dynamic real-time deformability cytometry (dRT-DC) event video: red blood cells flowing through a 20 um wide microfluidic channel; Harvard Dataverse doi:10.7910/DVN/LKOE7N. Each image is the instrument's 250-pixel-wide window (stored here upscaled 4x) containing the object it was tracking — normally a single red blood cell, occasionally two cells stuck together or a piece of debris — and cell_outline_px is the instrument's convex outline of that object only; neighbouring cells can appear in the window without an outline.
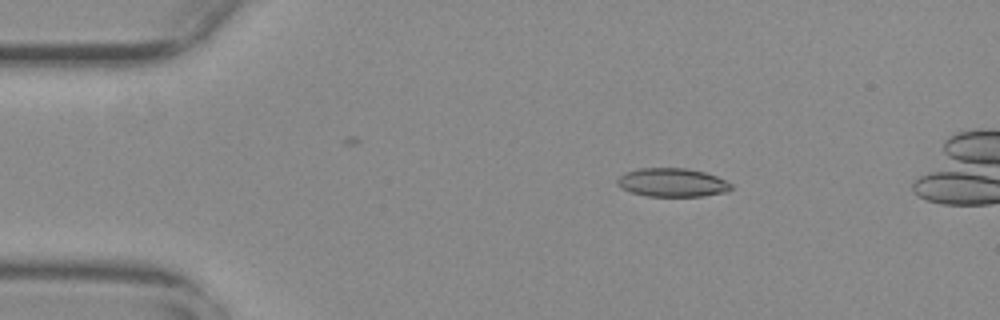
{"species": "common noctule bat (a hibernating species)", "species_latin": "Nyctalus noctula", "temperature_condition": "warm", "stored_images_in_passage": 12, "camera_frame_rate_fps": 3000, "um_per_image_px": 0.085, "animal": {"sex": "female", "body_mass_g": 29.2, "forearm_length_mm": 56.3}, "frame": {"image": 1, "passage_image": 2, "time_ms": 0.333, "image_size_px": [1000, 320], "cell_outline_px": [[732, 188], [728, 192], [704, 196], [648, 196], [632, 192], [620, 188], [616, 184], [616, 180], [624, 172], [640, 168], [688, 168], [704, 172], [716, 176], [732, 184]], "centroid_in_image_um": [57.13, 15.51], "position_along_channel_um": 27.9, "area_um2": 19.07}}
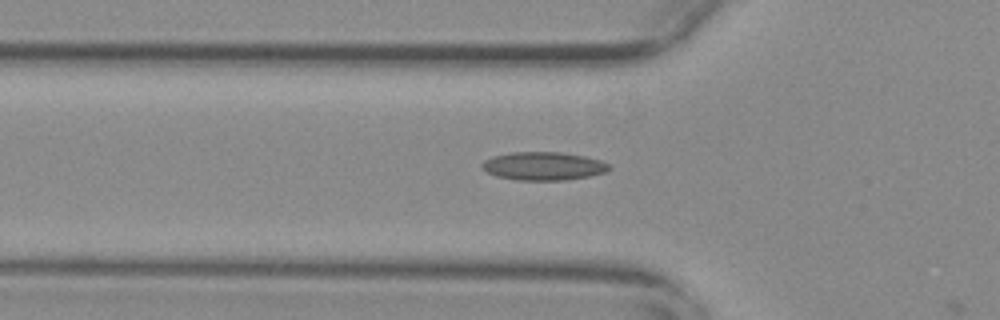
{"frame": {"image": 2, "passage_image": 11, "time_ms": 3.333, "image_size_px": [1000, 320], "cell_outline_px": [[612, 168], [608, 172], [568, 180], [516, 180], [496, 176], [480, 168], [480, 164], [484, 160], [492, 156], [512, 152], [560, 152], [584, 156], [600, 160], [608, 164]], "centroid_in_image_um": [46.18, 14.12], "position_along_channel_um": 79.6, "area_um2": 21.1}}